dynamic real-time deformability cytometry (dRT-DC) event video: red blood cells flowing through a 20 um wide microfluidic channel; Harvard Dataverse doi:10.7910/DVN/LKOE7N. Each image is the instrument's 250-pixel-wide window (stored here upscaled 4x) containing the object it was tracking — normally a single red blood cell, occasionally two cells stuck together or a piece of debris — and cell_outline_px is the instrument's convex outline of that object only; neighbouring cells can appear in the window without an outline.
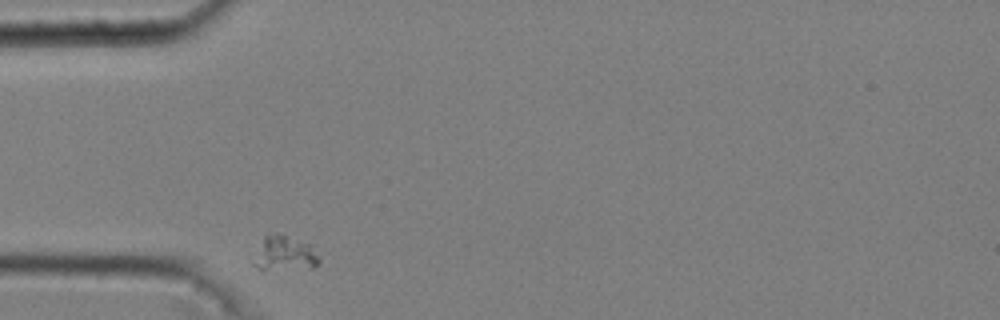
{"species": "common noctule bat (a hibernating species)", "species_latin": "Nyctalus noctula", "temperature_condition": "cold", "stored_images_in_passage": 33, "camera_frame_rate_fps": 3000, "um_per_image_px": 0.085, "animal": {"sex": "male", "body_mass_g": 20.4}, "frame": {"image": 1, "passage_image": 1, "time_ms": 0.0, "image_size_px": [1000, 320], "cell_outline_px": [[320, 264], [312, 268], [260, 268], [256, 264], [264, 236], [268, 232], [280, 232], [312, 244], [320, 260]], "centroid_in_image_um": [24.34, 21.47], "position_along_channel_um": 60.7, "area_um2": 12.83}}
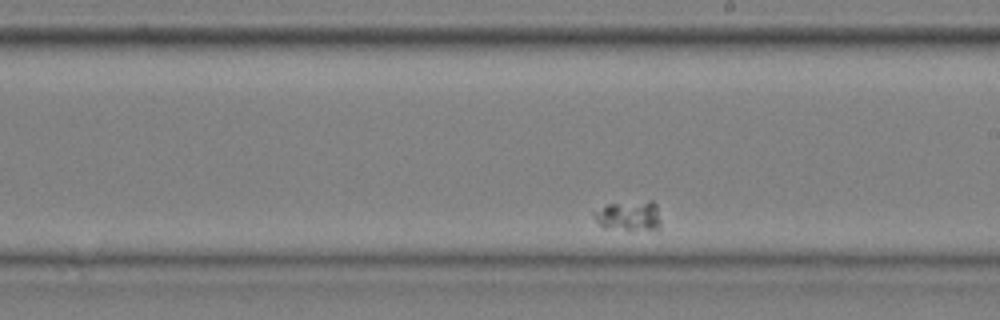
{"frame": {"image": 2, "passage_image": 19, "time_ms": 6.0, "image_size_px": [1000, 320], "cell_outline_px": [[660, 228], [604, 228], [596, 220], [592, 212], [608, 204], [648, 200], [652, 200], [656, 204], [660, 220]], "centroid_in_image_um": [53.46, 18.3], "position_along_channel_um": 235.5, "area_um2": 11.27}}
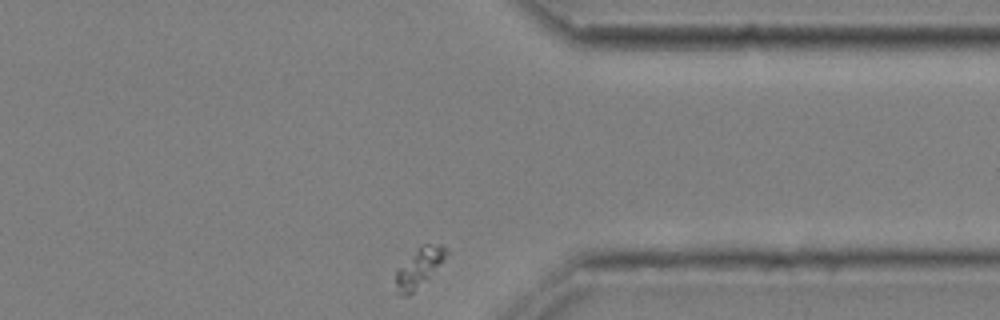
{"frame": {"image": 3, "passage_image": 33, "time_ms": 10.667, "image_size_px": [1000, 320], "cell_outline_px": [[448, 252], [428, 280], [408, 296], [404, 296], [400, 292], [396, 284], [396, 272], [424, 244], [440, 244]], "centroid_in_image_um": [35.66, 22.79], "position_along_channel_um": 375.7, "area_um2": 10.69}}